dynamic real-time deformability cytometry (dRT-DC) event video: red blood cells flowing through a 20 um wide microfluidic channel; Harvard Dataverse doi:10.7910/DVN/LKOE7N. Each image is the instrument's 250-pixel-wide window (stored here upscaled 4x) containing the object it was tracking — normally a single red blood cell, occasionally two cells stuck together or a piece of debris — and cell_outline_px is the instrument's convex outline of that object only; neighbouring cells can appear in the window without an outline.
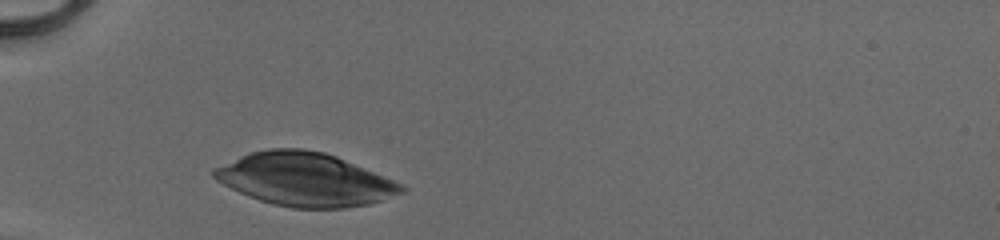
{"species": "human", "species_latin": "Homo sapiens", "temperature_condition": "cold", "stored_images_in_passage": 27, "camera_frame_rate_fps": 3000, "um_per_image_px": 0.085, "donor": {"sex": "male"}, "frame": {"image": 1, "passage_image": 1, "time_ms": 0.0, "image_size_px": [1000, 240], "cell_outline_px": [[408, 188], [404, 192], [368, 204], [344, 208], [292, 208], [272, 204], [248, 196], [216, 180], [208, 172], [212, 168], [240, 156], [252, 152], [272, 148], [304, 148], [324, 152], [336, 156], [392, 180]], "centroid_in_image_um": [25.86, 15.25], "position_along_channel_um": 59.1, "area_um2": 57.74}}
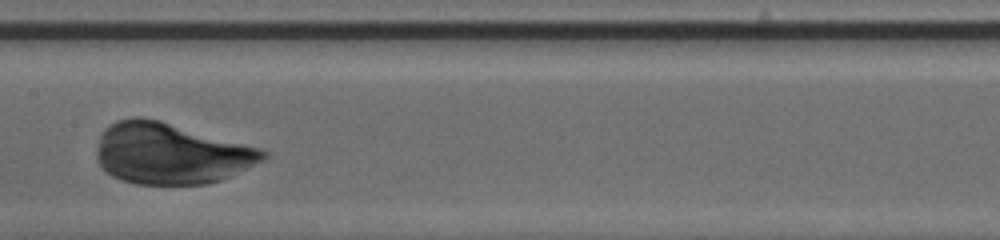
{"frame": {"image": 2, "passage_image": 12, "time_ms": 3.667, "image_size_px": [1000, 240], "cell_outline_px": [[268, 156], [220, 180], [208, 184], [136, 184], [120, 180], [112, 176], [96, 160], [96, 152], [100, 136], [104, 128], [116, 120], [132, 116], [140, 116], [160, 120], [260, 148], [268, 152]], "centroid_in_image_um": [14.44, 13.03], "position_along_channel_um": 193.0, "area_um2": 58.9}}
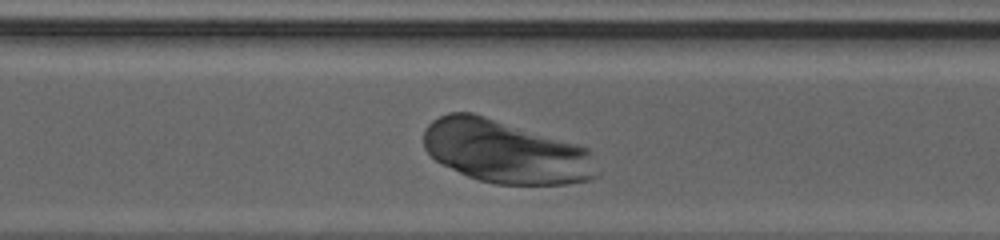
{"frame": {"image": 3, "passage_image": 22, "time_ms": 7.0, "image_size_px": [1000, 240], "cell_outline_px": [[596, 176], [588, 180], [568, 184], [496, 184], [480, 180], [468, 176], [440, 164], [424, 148], [424, 128], [432, 120], [448, 112], [472, 112], [576, 144], [588, 148]], "centroid_in_image_um": [42.89, 12.89], "position_along_channel_um": 327.7, "area_um2": 63.0}}